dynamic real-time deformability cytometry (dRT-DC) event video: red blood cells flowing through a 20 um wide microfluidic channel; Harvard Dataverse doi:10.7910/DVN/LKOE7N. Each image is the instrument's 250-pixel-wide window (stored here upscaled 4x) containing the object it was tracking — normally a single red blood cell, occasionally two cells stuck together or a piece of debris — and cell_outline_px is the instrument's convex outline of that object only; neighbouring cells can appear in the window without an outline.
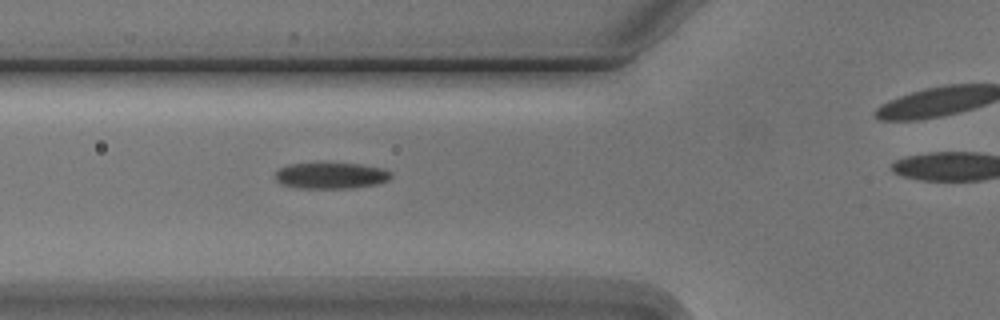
{"species": "Egyptian fruit bat (a non-hibernating species)", "species_latin": "Rousettus aegyptiacus", "temperature_condition": "cold", "stored_images_in_passage": 6, "camera_frame_rate_fps": 3000, "um_per_image_px": 0.085, "animal": {"sex": "male"}, "frame": {"image": 1, "passage_image": 5, "time_ms": 4.667, "image_size_px": [1000, 320], "cell_outline_px": [[392, 176], [388, 180], [376, 184], [352, 188], [296, 188], [280, 184], [276, 180], [276, 172], [280, 168], [288, 164], [360, 164], [384, 168], [392, 172]], "centroid_in_image_um": [28.15, 14.94], "position_along_channel_um": 97.7, "area_um2": 17.57}}